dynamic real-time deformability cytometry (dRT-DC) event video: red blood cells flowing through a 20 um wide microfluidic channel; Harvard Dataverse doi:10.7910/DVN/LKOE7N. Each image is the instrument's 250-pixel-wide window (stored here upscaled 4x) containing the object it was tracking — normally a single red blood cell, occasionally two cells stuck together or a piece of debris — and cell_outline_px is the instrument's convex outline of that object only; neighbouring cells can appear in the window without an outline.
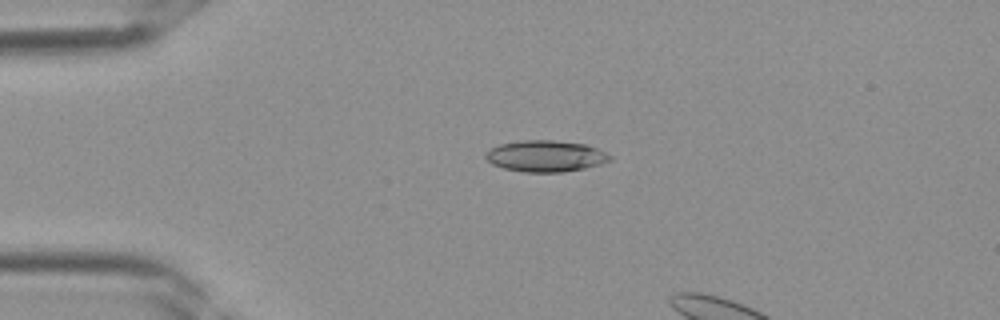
{"species": "Egyptian fruit bat (a non-hibernating species)", "species_latin": "Rousettus aegyptiacus", "temperature_condition": "room temperature", "stored_images_in_passage": 12, "camera_frame_rate_fps": 3000, "um_per_image_px": 0.085, "frame": {"image": 1, "passage_image": 9, "time_ms": 2.667, "image_size_px": [1000, 320], "cell_outline_px": [[612, 160], [600, 164], [584, 168], [564, 172], [524, 172], [504, 168], [492, 164], [484, 156], [484, 152], [500, 144], [520, 140], [552, 140], [584, 144], [596, 148], [612, 156]], "centroid_in_image_um": [46.36, 13.27], "position_along_channel_um": 38.6, "area_um2": 22.66}}